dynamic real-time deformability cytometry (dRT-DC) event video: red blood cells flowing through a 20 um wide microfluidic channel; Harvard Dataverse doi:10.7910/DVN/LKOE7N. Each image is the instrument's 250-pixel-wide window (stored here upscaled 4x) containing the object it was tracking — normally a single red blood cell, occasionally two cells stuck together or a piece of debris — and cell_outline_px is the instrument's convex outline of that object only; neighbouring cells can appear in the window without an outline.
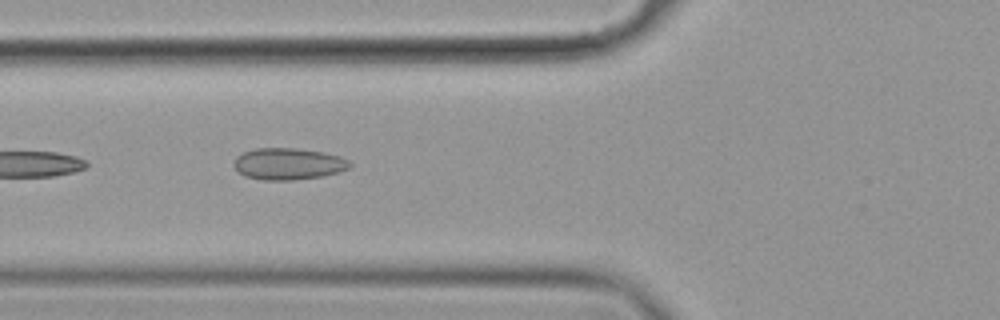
{"species": "common noctule bat (a hibernating species)", "species_latin": "Nyctalus noctula", "temperature_condition": "cold", "stored_images_in_passage": 2, "camera_frame_rate_fps": 3000, "um_per_image_px": 0.085, "animal": {"sex": "female", "body_mass_g": 19.9}, "frame": {"image": 1, "passage_image": 2, "time_ms": 0.333, "image_size_px": [1000, 320], "cell_outline_px": [[352, 164], [348, 168], [340, 172], [324, 176], [292, 180], [264, 180], [244, 176], [232, 164], [236, 156], [244, 152], [256, 148], [296, 148], [324, 152], [340, 156], [348, 160]], "centroid_in_image_um": [24.51, 13.93], "position_along_channel_um": 101.3, "area_um2": 21.5}}